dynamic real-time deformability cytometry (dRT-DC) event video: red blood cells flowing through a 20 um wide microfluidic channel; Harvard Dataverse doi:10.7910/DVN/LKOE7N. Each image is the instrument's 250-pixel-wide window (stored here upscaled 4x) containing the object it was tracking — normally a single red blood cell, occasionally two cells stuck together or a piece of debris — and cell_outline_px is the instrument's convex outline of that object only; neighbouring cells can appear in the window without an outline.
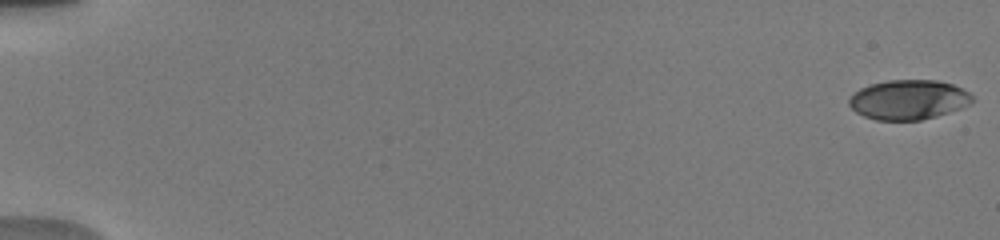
{"species": "human", "species_latin": "Homo sapiens", "temperature_condition": "warm", "stored_images_in_passage": 20, "camera_frame_rate_fps": 3000, "um_per_image_px": 0.085, "donor": {"sex": "male"}, "frame": {"image": 1, "passage_image": 1, "time_ms": 0.0, "image_size_px": [1000, 240], "cell_outline_px": [[976, 100], [972, 104], [936, 116], [920, 120], [876, 120], [864, 116], [856, 112], [848, 104], [848, 100], [860, 88], [868, 84], [888, 80], [936, 80], [952, 84], [968, 92]], "centroid_in_image_um": [77.23, 8.47], "position_along_channel_um": 7.8, "area_um2": 28.5}}
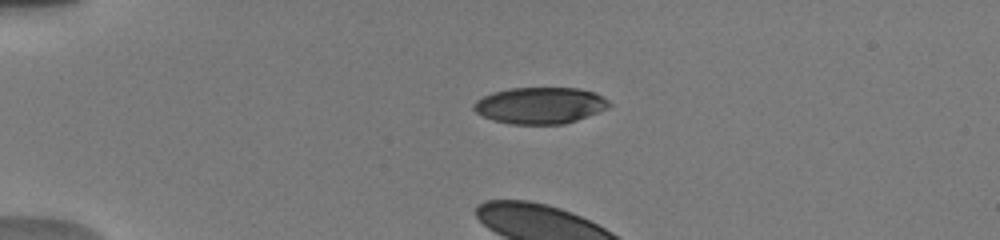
{"frame": {"image": 2, "passage_image": 13, "time_ms": 4.333, "image_size_px": [1000, 240], "cell_outline_px": [[612, 104], [608, 108], [576, 120], [564, 124], [512, 124], [492, 120], [476, 112], [472, 108], [472, 104], [476, 100], [492, 92], [508, 88], [580, 88], [592, 92], [608, 100]], "centroid_in_image_um": [45.87, 8.96], "position_along_channel_um": 39.1, "area_um2": 28.73}}